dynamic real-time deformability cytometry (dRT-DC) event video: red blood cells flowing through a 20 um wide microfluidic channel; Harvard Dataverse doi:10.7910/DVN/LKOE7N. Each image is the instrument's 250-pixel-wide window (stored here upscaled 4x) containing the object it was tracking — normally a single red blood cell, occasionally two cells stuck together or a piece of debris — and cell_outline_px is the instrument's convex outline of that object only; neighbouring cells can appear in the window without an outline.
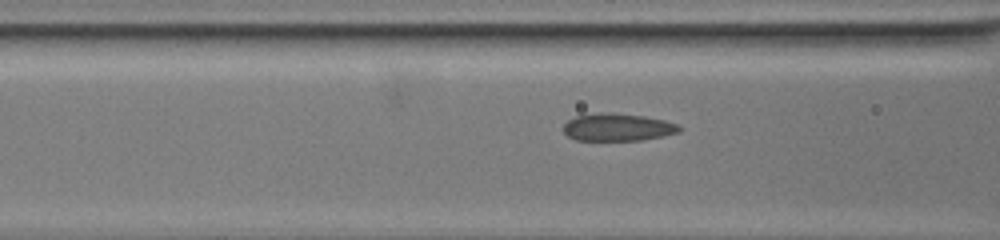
{"species": "common noctule bat (a hibernating species)", "species_latin": "Nyctalus noctula", "temperature_condition": "warm", "stored_images_in_passage": 18, "camera_frame_rate_fps": 3000, "um_per_image_px": 0.085, "animal": {"sex": "female", "body_mass_g": 19.5, "forearm_length_mm": 54.1}, "frame": {"image": 1, "passage_image": 16, "time_ms": 5.0, "image_size_px": [1000, 240], "cell_outline_px": [[680, 132], [664, 136], [644, 140], [576, 140], [568, 136], [564, 132], [564, 124], [568, 120], [576, 116], [600, 112], [612, 112], [644, 116], [664, 120], [676, 124], [680, 128]], "centroid_in_image_um": [52.5, 10.81], "position_along_channel_um": 114.1, "area_um2": 18.61}}